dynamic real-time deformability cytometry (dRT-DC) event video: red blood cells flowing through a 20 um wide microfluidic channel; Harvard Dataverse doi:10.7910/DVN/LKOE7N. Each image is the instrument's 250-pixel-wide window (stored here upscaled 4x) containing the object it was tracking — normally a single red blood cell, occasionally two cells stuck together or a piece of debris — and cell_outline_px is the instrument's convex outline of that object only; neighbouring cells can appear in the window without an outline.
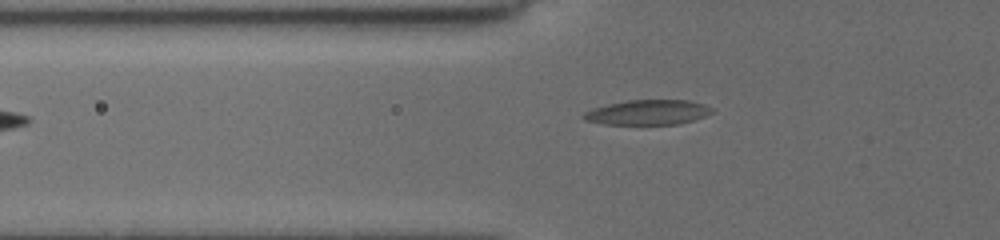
{"species": "common noctule bat (a hibernating species)", "species_latin": "Nyctalus noctula", "temperature_condition": "cold", "stored_images_in_passage": 40, "camera_frame_rate_fps": 3000, "um_per_image_px": 0.085, "animal": {"sex": "female", "body_mass_g": 19.5, "forearm_length_mm": 54.1}, "frame": {"image": 1, "passage_image": 5, "time_ms": 1.333, "image_size_px": [1000, 240], "cell_outline_px": [[712, 112], [704, 116], [680, 124], [604, 124], [584, 120], [580, 116], [584, 112], [592, 108], [608, 104], [628, 100], [688, 100], [704, 104], [712, 108]], "centroid_in_image_um": [55.02, 9.55], "position_along_channel_um": 70.8, "area_um2": 18.61}}
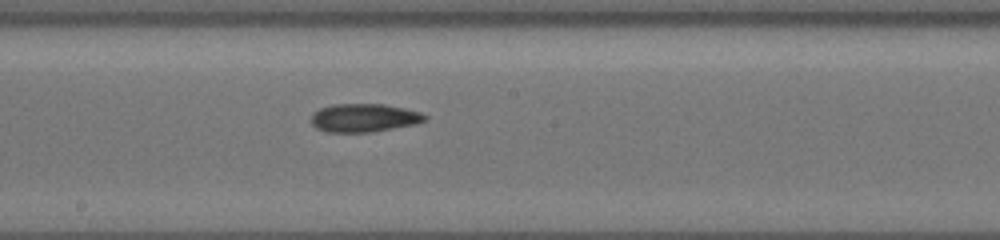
{"frame": {"image": 2, "passage_image": 17, "time_ms": 5.333, "image_size_px": [1000, 240], "cell_outline_px": [[428, 120], [416, 124], [368, 132], [324, 132], [316, 128], [312, 124], [312, 112], [320, 108], [332, 104], [384, 104], [404, 108], [420, 112], [428, 116]], "centroid_in_image_um": [30.94, 10.01], "position_along_channel_um": 217.3, "area_um2": 18.84}}
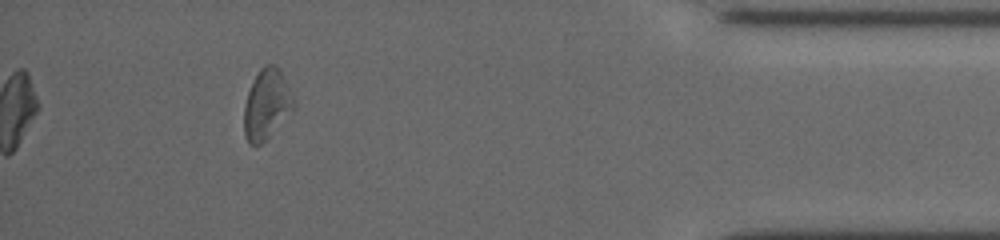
{"frame": {"image": 3, "passage_image": 36, "time_ms": 11.667, "image_size_px": [1000, 240], "cell_outline_px": [[292, 108], [268, 136], [260, 144], [248, 144], [244, 136], [244, 104], [248, 92], [260, 68], [264, 64], [272, 64], [280, 68], [292, 100]], "centroid_in_image_um": [22.59, 8.85], "position_along_channel_um": 412.6, "area_um2": 19.31}, "authors_computed_cell_mechanics": {"area_um2": 18.7272, "velocity_mm_per_s": 3.7536, "shape_relaxation_time_tau1_ms": null, "shape_relaxation_time_tau2_ms": 5.9377, "deformation_change_tau1": null, "deformation_change_tau2": 0.1475}}